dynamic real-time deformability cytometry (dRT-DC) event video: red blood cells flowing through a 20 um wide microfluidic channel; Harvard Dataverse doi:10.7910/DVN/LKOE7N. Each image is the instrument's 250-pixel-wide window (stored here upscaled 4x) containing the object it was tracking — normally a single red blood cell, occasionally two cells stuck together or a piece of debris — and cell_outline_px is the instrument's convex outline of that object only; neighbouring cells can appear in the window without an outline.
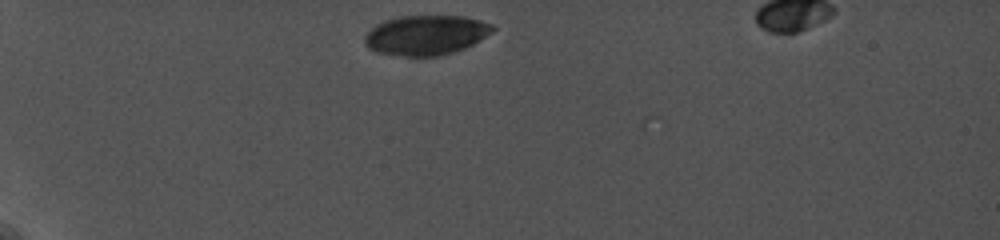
{"species": "common noctule bat (a hibernating species)", "species_latin": "Nyctalus noctula", "temperature_condition": "cold", "stored_images_in_passage": 8, "camera_frame_rate_fps": 5000, "um_per_image_px": 0.085, "animal": {"sex": "female", "body_mass_g": 19.0, "forearm_length_mm": 56.7}, "frame": {"image": 1, "passage_image": 3, "time_ms": 0.8, "image_size_px": [1000, 240], "cell_outline_px": [[496, 28], [492, 32], [480, 40], [464, 48], [440, 56], [404, 56], [376, 52], [368, 48], [364, 44], [364, 36], [376, 24], [384, 20], [400, 16], [464, 16], [480, 20], [492, 24]], "centroid_in_image_um": [36.19, 2.98], "position_along_channel_um": 48.8, "area_um2": 29.71}}